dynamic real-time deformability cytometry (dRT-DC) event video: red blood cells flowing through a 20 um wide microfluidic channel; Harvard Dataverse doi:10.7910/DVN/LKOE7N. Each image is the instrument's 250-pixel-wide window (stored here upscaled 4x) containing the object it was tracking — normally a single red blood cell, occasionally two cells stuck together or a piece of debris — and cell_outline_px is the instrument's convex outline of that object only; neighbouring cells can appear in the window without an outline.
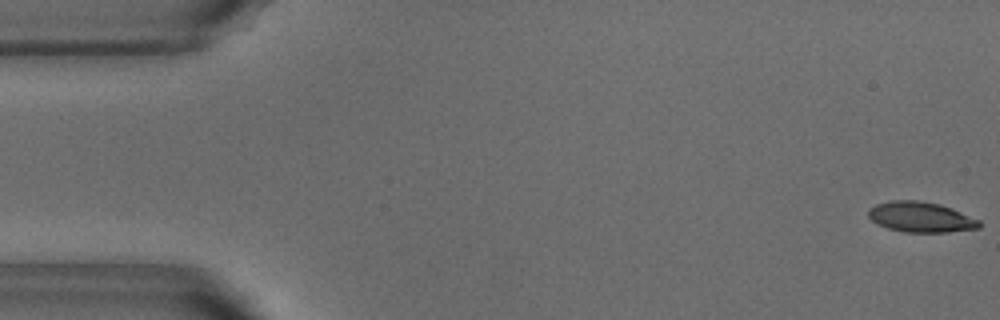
{"species": "common noctule bat (a hibernating species)", "species_latin": "Nyctalus noctula", "temperature_condition": "warm", "stored_images_in_passage": 52, "camera_frame_rate_fps": 3000, "um_per_image_px": 0.085, "animal": {"sex": "male", "body_mass_g": 18.8}, "frame": {"image": 1, "passage_image": 1, "time_ms": 0.0, "image_size_px": [1000, 320], "cell_outline_px": [[980, 228], [948, 232], [904, 232], [888, 228], [876, 224], [868, 216], [868, 208], [876, 204], [892, 200], [916, 200], [940, 204], [952, 208], [980, 220]], "centroid_in_image_um": [78.25, 18.45], "position_along_channel_um": 6.7, "area_um2": 19.71}}
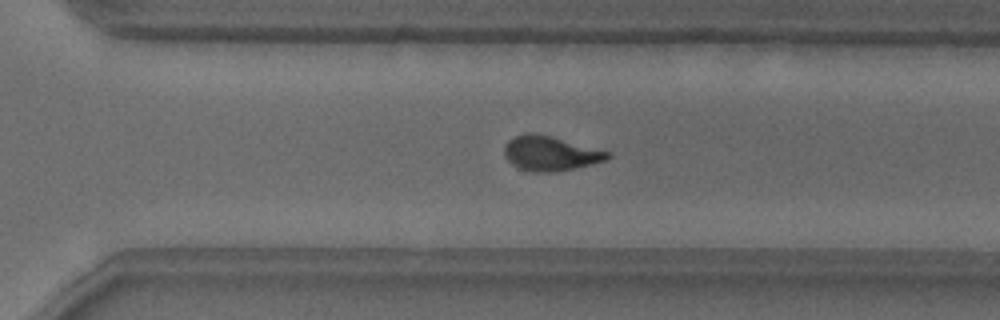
{"frame": {"image": 2, "passage_image": 36, "time_ms": 11.667, "image_size_px": [1000, 320], "cell_outline_px": [[612, 156], [604, 160], [572, 168], [552, 172], [540, 172], [520, 168], [512, 164], [504, 156], [504, 148], [508, 140], [512, 136], [524, 132], [536, 132], [612, 152]], "centroid_in_image_um": [46.74, 13.0], "position_along_channel_um": 323.9, "area_um2": 20.75}}
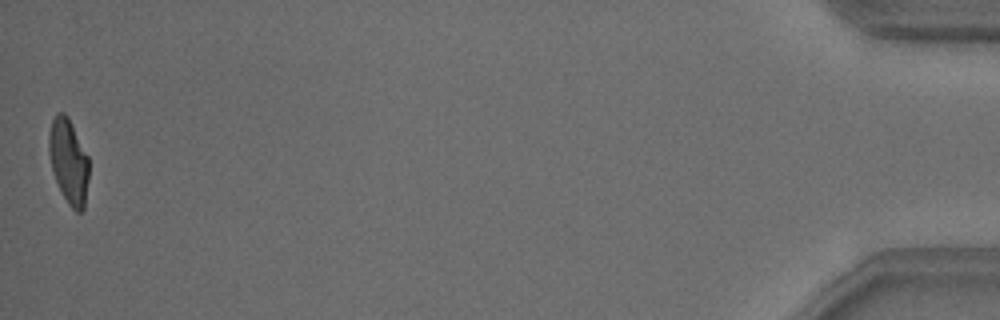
{"frame": {"image": 3, "passage_image": 52, "time_ms": 17.0, "image_size_px": [1000, 320], "cell_outline_px": [[88, 180], [84, 208], [80, 212], [76, 212], [68, 204], [56, 180], [52, 168], [48, 152], [48, 136], [52, 120], [56, 112], [64, 112], [68, 116], [88, 156]], "centroid_in_image_um": [5.82, 13.68], "position_along_channel_um": 429.4, "area_um2": 19.65}, "authors_computed_cell_mechanics": {"area_um2": 20.6635, "velocity_mm_per_s": 3.8341, "shape_relaxation_time_tau1_ms": 5.6938, "shape_relaxation_time_tau2_ms": 1.5383, "deformation_change_tau1": 0.1975, "deformation_change_tau2": 0.0686}}